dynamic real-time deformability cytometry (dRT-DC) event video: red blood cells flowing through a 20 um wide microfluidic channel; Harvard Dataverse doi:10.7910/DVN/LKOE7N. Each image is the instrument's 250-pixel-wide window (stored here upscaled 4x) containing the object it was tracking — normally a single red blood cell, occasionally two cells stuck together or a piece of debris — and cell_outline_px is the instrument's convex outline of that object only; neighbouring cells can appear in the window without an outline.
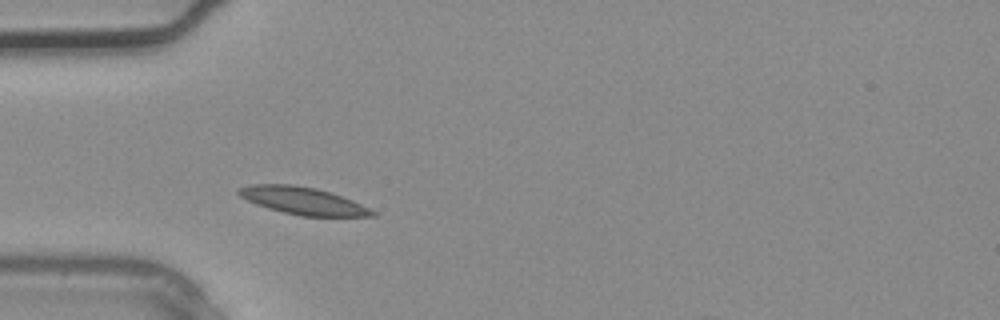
{"species": "common noctule bat (a hibernating species)", "species_latin": "Nyctalus noctula", "temperature_condition": "warm", "stored_images_in_passage": 2, "camera_frame_rate_fps": 3000, "um_per_image_px": 0.085, "animal": {"sex": "male", "body_mass_g": 20.4}, "frame": {"image": 1, "passage_image": 2, "time_ms": 0.333, "image_size_px": [1000, 320], "cell_outline_px": [[376, 216], [300, 216], [268, 208], [256, 204], [240, 196], [236, 192], [240, 188], [252, 184], [292, 184], [316, 188], [352, 200], [376, 212]], "centroid_in_image_um": [25.73, 17.06], "position_along_channel_um": 59.3, "area_um2": 20.98}}